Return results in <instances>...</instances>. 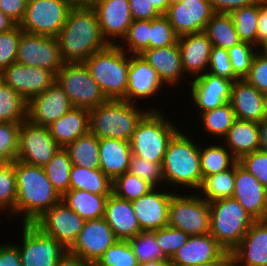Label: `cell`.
Here are the masks:
<instances>
[{
	"instance_id": "39",
	"label": "cell",
	"mask_w": 267,
	"mask_h": 266,
	"mask_svg": "<svg viewBox=\"0 0 267 266\" xmlns=\"http://www.w3.org/2000/svg\"><path fill=\"white\" fill-rule=\"evenodd\" d=\"M27 120V100L0 79V122Z\"/></svg>"
},
{
	"instance_id": "48",
	"label": "cell",
	"mask_w": 267,
	"mask_h": 266,
	"mask_svg": "<svg viewBox=\"0 0 267 266\" xmlns=\"http://www.w3.org/2000/svg\"><path fill=\"white\" fill-rule=\"evenodd\" d=\"M21 123L0 122V163L16 160Z\"/></svg>"
},
{
	"instance_id": "35",
	"label": "cell",
	"mask_w": 267,
	"mask_h": 266,
	"mask_svg": "<svg viewBox=\"0 0 267 266\" xmlns=\"http://www.w3.org/2000/svg\"><path fill=\"white\" fill-rule=\"evenodd\" d=\"M203 32L210 39L213 46L221 47L225 50L242 42L235 30L230 14L215 13L206 24Z\"/></svg>"
},
{
	"instance_id": "68",
	"label": "cell",
	"mask_w": 267,
	"mask_h": 266,
	"mask_svg": "<svg viewBox=\"0 0 267 266\" xmlns=\"http://www.w3.org/2000/svg\"><path fill=\"white\" fill-rule=\"evenodd\" d=\"M256 50L258 53L267 56V38L261 40L256 46Z\"/></svg>"
},
{
	"instance_id": "56",
	"label": "cell",
	"mask_w": 267,
	"mask_h": 266,
	"mask_svg": "<svg viewBox=\"0 0 267 266\" xmlns=\"http://www.w3.org/2000/svg\"><path fill=\"white\" fill-rule=\"evenodd\" d=\"M259 92L267 93V56L255 53L248 75L244 78Z\"/></svg>"
},
{
	"instance_id": "67",
	"label": "cell",
	"mask_w": 267,
	"mask_h": 266,
	"mask_svg": "<svg viewBox=\"0 0 267 266\" xmlns=\"http://www.w3.org/2000/svg\"><path fill=\"white\" fill-rule=\"evenodd\" d=\"M139 266H173L169 260H154L139 264Z\"/></svg>"
},
{
	"instance_id": "58",
	"label": "cell",
	"mask_w": 267,
	"mask_h": 266,
	"mask_svg": "<svg viewBox=\"0 0 267 266\" xmlns=\"http://www.w3.org/2000/svg\"><path fill=\"white\" fill-rule=\"evenodd\" d=\"M133 20H152L160 16L149 0H129Z\"/></svg>"
},
{
	"instance_id": "40",
	"label": "cell",
	"mask_w": 267,
	"mask_h": 266,
	"mask_svg": "<svg viewBox=\"0 0 267 266\" xmlns=\"http://www.w3.org/2000/svg\"><path fill=\"white\" fill-rule=\"evenodd\" d=\"M72 161L65 148H59L53 158L43 167L47 178L62 197L69 190Z\"/></svg>"
},
{
	"instance_id": "1",
	"label": "cell",
	"mask_w": 267,
	"mask_h": 266,
	"mask_svg": "<svg viewBox=\"0 0 267 266\" xmlns=\"http://www.w3.org/2000/svg\"><path fill=\"white\" fill-rule=\"evenodd\" d=\"M56 39L64 63H84L93 53L110 45L92 7L72 8Z\"/></svg>"
},
{
	"instance_id": "18",
	"label": "cell",
	"mask_w": 267,
	"mask_h": 266,
	"mask_svg": "<svg viewBox=\"0 0 267 266\" xmlns=\"http://www.w3.org/2000/svg\"><path fill=\"white\" fill-rule=\"evenodd\" d=\"M72 108L64 89L55 81L43 93L27 101V120L34 125L48 127Z\"/></svg>"
},
{
	"instance_id": "9",
	"label": "cell",
	"mask_w": 267,
	"mask_h": 266,
	"mask_svg": "<svg viewBox=\"0 0 267 266\" xmlns=\"http://www.w3.org/2000/svg\"><path fill=\"white\" fill-rule=\"evenodd\" d=\"M56 81L73 107L90 110L107 100L85 63H63L56 74Z\"/></svg>"
},
{
	"instance_id": "4",
	"label": "cell",
	"mask_w": 267,
	"mask_h": 266,
	"mask_svg": "<svg viewBox=\"0 0 267 266\" xmlns=\"http://www.w3.org/2000/svg\"><path fill=\"white\" fill-rule=\"evenodd\" d=\"M137 103L107 99L89 110V132L98 139L114 138L130 142L137 124L149 111L157 108L136 107ZM143 109V110H142Z\"/></svg>"
},
{
	"instance_id": "13",
	"label": "cell",
	"mask_w": 267,
	"mask_h": 266,
	"mask_svg": "<svg viewBox=\"0 0 267 266\" xmlns=\"http://www.w3.org/2000/svg\"><path fill=\"white\" fill-rule=\"evenodd\" d=\"M59 148L48 127L34 125L28 120L21 123L16 160L44 167Z\"/></svg>"
},
{
	"instance_id": "32",
	"label": "cell",
	"mask_w": 267,
	"mask_h": 266,
	"mask_svg": "<svg viewBox=\"0 0 267 266\" xmlns=\"http://www.w3.org/2000/svg\"><path fill=\"white\" fill-rule=\"evenodd\" d=\"M260 123L236 120L223 138V144L239 160L244 155L260 150Z\"/></svg>"
},
{
	"instance_id": "24",
	"label": "cell",
	"mask_w": 267,
	"mask_h": 266,
	"mask_svg": "<svg viewBox=\"0 0 267 266\" xmlns=\"http://www.w3.org/2000/svg\"><path fill=\"white\" fill-rule=\"evenodd\" d=\"M178 45L185 75L196 78L207 72L213 45L204 32L182 35Z\"/></svg>"
},
{
	"instance_id": "28",
	"label": "cell",
	"mask_w": 267,
	"mask_h": 266,
	"mask_svg": "<svg viewBox=\"0 0 267 266\" xmlns=\"http://www.w3.org/2000/svg\"><path fill=\"white\" fill-rule=\"evenodd\" d=\"M229 103L237 120L258 123L264 121V94L245 79L233 82Z\"/></svg>"
},
{
	"instance_id": "66",
	"label": "cell",
	"mask_w": 267,
	"mask_h": 266,
	"mask_svg": "<svg viewBox=\"0 0 267 266\" xmlns=\"http://www.w3.org/2000/svg\"><path fill=\"white\" fill-rule=\"evenodd\" d=\"M72 8L92 7L96 0H65Z\"/></svg>"
},
{
	"instance_id": "14",
	"label": "cell",
	"mask_w": 267,
	"mask_h": 266,
	"mask_svg": "<svg viewBox=\"0 0 267 266\" xmlns=\"http://www.w3.org/2000/svg\"><path fill=\"white\" fill-rule=\"evenodd\" d=\"M16 62L36 66L57 74L63 65L56 37L22 32Z\"/></svg>"
},
{
	"instance_id": "60",
	"label": "cell",
	"mask_w": 267,
	"mask_h": 266,
	"mask_svg": "<svg viewBox=\"0 0 267 266\" xmlns=\"http://www.w3.org/2000/svg\"><path fill=\"white\" fill-rule=\"evenodd\" d=\"M215 13L230 14L236 9L251 5L259 0H208Z\"/></svg>"
},
{
	"instance_id": "8",
	"label": "cell",
	"mask_w": 267,
	"mask_h": 266,
	"mask_svg": "<svg viewBox=\"0 0 267 266\" xmlns=\"http://www.w3.org/2000/svg\"><path fill=\"white\" fill-rule=\"evenodd\" d=\"M22 227V244H16L22 266H61L69 259L68 250L33 223H23Z\"/></svg>"
},
{
	"instance_id": "31",
	"label": "cell",
	"mask_w": 267,
	"mask_h": 266,
	"mask_svg": "<svg viewBox=\"0 0 267 266\" xmlns=\"http://www.w3.org/2000/svg\"><path fill=\"white\" fill-rule=\"evenodd\" d=\"M130 142L114 138L99 139L100 169L113 181L129 169Z\"/></svg>"
},
{
	"instance_id": "29",
	"label": "cell",
	"mask_w": 267,
	"mask_h": 266,
	"mask_svg": "<svg viewBox=\"0 0 267 266\" xmlns=\"http://www.w3.org/2000/svg\"><path fill=\"white\" fill-rule=\"evenodd\" d=\"M103 218L113 230L118 240H130L143 232L134 214L131 201L108 196Z\"/></svg>"
},
{
	"instance_id": "71",
	"label": "cell",
	"mask_w": 267,
	"mask_h": 266,
	"mask_svg": "<svg viewBox=\"0 0 267 266\" xmlns=\"http://www.w3.org/2000/svg\"><path fill=\"white\" fill-rule=\"evenodd\" d=\"M88 266H99V265L95 262V263L89 264Z\"/></svg>"
},
{
	"instance_id": "20",
	"label": "cell",
	"mask_w": 267,
	"mask_h": 266,
	"mask_svg": "<svg viewBox=\"0 0 267 266\" xmlns=\"http://www.w3.org/2000/svg\"><path fill=\"white\" fill-rule=\"evenodd\" d=\"M189 80L191 81L189 94L190 98H193L194 106L200 111L198 116L230 101L234 81L209 72Z\"/></svg>"
},
{
	"instance_id": "70",
	"label": "cell",
	"mask_w": 267,
	"mask_h": 266,
	"mask_svg": "<svg viewBox=\"0 0 267 266\" xmlns=\"http://www.w3.org/2000/svg\"><path fill=\"white\" fill-rule=\"evenodd\" d=\"M264 120H267V93L264 94Z\"/></svg>"
},
{
	"instance_id": "52",
	"label": "cell",
	"mask_w": 267,
	"mask_h": 266,
	"mask_svg": "<svg viewBox=\"0 0 267 266\" xmlns=\"http://www.w3.org/2000/svg\"><path fill=\"white\" fill-rule=\"evenodd\" d=\"M151 232L155 235L157 244L168 260L171 259L176 251L181 248L189 238V235L185 232L169 226Z\"/></svg>"
},
{
	"instance_id": "42",
	"label": "cell",
	"mask_w": 267,
	"mask_h": 266,
	"mask_svg": "<svg viewBox=\"0 0 267 266\" xmlns=\"http://www.w3.org/2000/svg\"><path fill=\"white\" fill-rule=\"evenodd\" d=\"M259 11L260 0L230 13L235 30L242 42H248L257 46Z\"/></svg>"
},
{
	"instance_id": "36",
	"label": "cell",
	"mask_w": 267,
	"mask_h": 266,
	"mask_svg": "<svg viewBox=\"0 0 267 266\" xmlns=\"http://www.w3.org/2000/svg\"><path fill=\"white\" fill-rule=\"evenodd\" d=\"M65 149L72 165L87 169H100L99 139L90 132L69 143Z\"/></svg>"
},
{
	"instance_id": "16",
	"label": "cell",
	"mask_w": 267,
	"mask_h": 266,
	"mask_svg": "<svg viewBox=\"0 0 267 266\" xmlns=\"http://www.w3.org/2000/svg\"><path fill=\"white\" fill-rule=\"evenodd\" d=\"M0 79L28 101L47 90L56 81V74L40 67L15 62L0 73Z\"/></svg>"
},
{
	"instance_id": "61",
	"label": "cell",
	"mask_w": 267,
	"mask_h": 266,
	"mask_svg": "<svg viewBox=\"0 0 267 266\" xmlns=\"http://www.w3.org/2000/svg\"><path fill=\"white\" fill-rule=\"evenodd\" d=\"M267 38V0H260V11L257 27V45Z\"/></svg>"
},
{
	"instance_id": "59",
	"label": "cell",
	"mask_w": 267,
	"mask_h": 266,
	"mask_svg": "<svg viewBox=\"0 0 267 266\" xmlns=\"http://www.w3.org/2000/svg\"><path fill=\"white\" fill-rule=\"evenodd\" d=\"M0 266H22L19 249L15 242L0 244Z\"/></svg>"
},
{
	"instance_id": "43",
	"label": "cell",
	"mask_w": 267,
	"mask_h": 266,
	"mask_svg": "<svg viewBox=\"0 0 267 266\" xmlns=\"http://www.w3.org/2000/svg\"><path fill=\"white\" fill-rule=\"evenodd\" d=\"M154 187L141 177L125 172L112 182V193L121 199L133 201L146 195Z\"/></svg>"
},
{
	"instance_id": "63",
	"label": "cell",
	"mask_w": 267,
	"mask_h": 266,
	"mask_svg": "<svg viewBox=\"0 0 267 266\" xmlns=\"http://www.w3.org/2000/svg\"><path fill=\"white\" fill-rule=\"evenodd\" d=\"M17 24L0 10V33L14 28Z\"/></svg>"
},
{
	"instance_id": "19",
	"label": "cell",
	"mask_w": 267,
	"mask_h": 266,
	"mask_svg": "<svg viewBox=\"0 0 267 266\" xmlns=\"http://www.w3.org/2000/svg\"><path fill=\"white\" fill-rule=\"evenodd\" d=\"M161 189L154 187L146 195L131 201L142 231H153L168 226L169 205L175 188L173 187V191L170 192Z\"/></svg>"
},
{
	"instance_id": "51",
	"label": "cell",
	"mask_w": 267,
	"mask_h": 266,
	"mask_svg": "<svg viewBox=\"0 0 267 266\" xmlns=\"http://www.w3.org/2000/svg\"><path fill=\"white\" fill-rule=\"evenodd\" d=\"M234 74L239 79H244L250 70L256 46L248 42H240L227 50Z\"/></svg>"
},
{
	"instance_id": "17",
	"label": "cell",
	"mask_w": 267,
	"mask_h": 266,
	"mask_svg": "<svg viewBox=\"0 0 267 266\" xmlns=\"http://www.w3.org/2000/svg\"><path fill=\"white\" fill-rule=\"evenodd\" d=\"M214 14L208 0H180L170 3L165 16L180 37L203 32Z\"/></svg>"
},
{
	"instance_id": "38",
	"label": "cell",
	"mask_w": 267,
	"mask_h": 266,
	"mask_svg": "<svg viewBox=\"0 0 267 266\" xmlns=\"http://www.w3.org/2000/svg\"><path fill=\"white\" fill-rule=\"evenodd\" d=\"M234 179L235 165L226 171L204 177L200 188L195 192H198L208 203L220 199L232 198Z\"/></svg>"
},
{
	"instance_id": "21",
	"label": "cell",
	"mask_w": 267,
	"mask_h": 266,
	"mask_svg": "<svg viewBox=\"0 0 267 266\" xmlns=\"http://www.w3.org/2000/svg\"><path fill=\"white\" fill-rule=\"evenodd\" d=\"M233 199L257 220H267V188L258 179L235 164Z\"/></svg>"
},
{
	"instance_id": "62",
	"label": "cell",
	"mask_w": 267,
	"mask_h": 266,
	"mask_svg": "<svg viewBox=\"0 0 267 266\" xmlns=\"http://www.w3.org/2000/svg\"><path fill=\"white\" fill-rule=\"evenodd\" d=\"M198 266H236L232 253L225 252L218 260Z\"/></svg>"
},
{
	"instance_id": "15",
	"label": "cell",
	"mask_w": 267,
	"mask_h": 266,
	"mask_svg": "<svg viewBox=\"0 0 267 266\" xmlns=\"http://www.w3.org/2000/svg\"><path fill=\"white\" fill-rule=\"evenodd\" d=\"M85 220L63 201L45 211L33 224L46 235L60 242L67 250L76 241Z\"/></svg>"
},
{
	"instance_id": "26",
	"label": "cell",
	"mask_w": 267,
	"mask_h": 266,
	"mask_svg": "<svg viewBox=\"0 0 267 266\" xmlns=\"http://www.w3.org/2000/svg\"><path fill=\"white\" fill-rule=\"evenodd\" d=\"M231 253L236 266H267V220L255 221Z\"/></svg>"
},
{
	"instance_id": "6",
	"label": "cell",
	"mask_w": 267,
	"mask_h": 266,
	"mask_svg": "<svg viewBox=\"0 0 267 266\" xmlns=\"http://www.w3.org/2000/svg\"><path fill=\"white\" fill-rule=\"evenodd\" d=\"M165 115L161 110L149 111L141 119L130 141L132 155L163 163L170 140L180 130Z\"/></svg>"
},
{
	"instance_id": "69",
	"label": "cell",
	"mask_w": 267,
	"mask_h": 266,
	"mask_svg": "<svg viewBox=\"0 0 267 266\" xmlns=\"http://www.w3.org/2000/svg\"><path fill=\"white\" fill-rule=\"evenodd\" d=\"M61 266H86V265H82L79 262L73 261L68 259L64 264H62Z\"/></svg>"
},
{
	"instance_id": "27",
	"label": "cell",
	"mask_w": 267,
	"mask_h": 266,
	"mask_svg": "<svg viewBox=\"0 0 267 266\" xmlns=\"http://www.w3.org/2000/svg\"><path fill=\"white\" fill-rule=\"evenodd\" d=\"M140 55L157 72L159 79L166 87L173 86L174 88L185 77L178 43L161 48L145 49Z\"/></svg>"
},
{
	"instance_id": "11",
	"label": "cell",
	"mask_w": 267,
	"mask_h": 266,
	"mask_svg": "<svg viewBox=\"0 0 267 266\" xmlns=\"http://www.w3.org/2000/svg\"><path fill=\"white\" fill-rule=\"evenodd\" d=\"M71 9L65 0H28L20 27L30 34L57 37Z\"/></svg>"
},
{
	"instance_id": "37",
	"label": "cell",
	"mask_w": 267,
	"mask_h": 266,
	"mask_svg": "<svg viewBox=\"0 0 267 266\" xmlns=\"http://www.w3.org/2000/svg\"><path fill=\"white\" fill-rule=\"evenodd\" d=\"M208 147L200 145V164L202 176L207 177L232 168L238 160L224 145L209 144Z\"/></svg>"
},
{
	"instance_id": "54",
	"label": "cell",
	"mask_w": 267,
	"mask_h": 266,
	"mask_svg": "<svg viewBox=\"0 0 267 266\" xmlns=\"http://www.w3.org/2000/svg\"><path fill=\"white\" fill-rule=\"evenodd\" d=\"M207 72L232 81L239 79L234 74L227 50L217 46L212 47Z\"/></svg>"
},
{
	"instance_id": "22",
	"label": "cell",
	"mask_w": 267,
	"mask_h": 266,
	"mask_svg": "<svg viewBox=\"0 0 267 266\" xmlns=\"http://www.w3.org/2000/svg\"><path fill=\"white\" fill-rule=\"evenodd\" d=\"M92 8L105 40L111 45H116L118 39L121 42L133 22L129 0H96Z\"/></svg>"
},
{
	"instance_id": "45",
	"label": "cell",
	"mask_w": 267,
	"mask_h": 266,
	"mask_svg": "<svg viewBox=\"0 0 267 266\" xmlns=\"http://www.w3.org/2000/svg\"><path fill=\"white\" fill-rule=\"evenodd\" d=\"M117 44L130 55H140L150 49V20H133L126 36Z\"/></svg>"
},
{
	"instance_id": "33",
	"label": "cell",
	"mask_w": 267,
	"mask_h": 266,
	"mask_svg": "<svg viewBox=\"0 0 267 266\" xmlns=\"http://www.w3.org/2000/svg\"><path fill=\"white\" fill-rule=\"evenodd\" d=\"M109 195H97L86 190L69 189L62 197L70 209L84 220L99 219L104 216Z\"/></svg>"
},
{
	"instance_id": "64",
	"label": "cell",
	"mask_w": 267,
	"mask_h": 266,
	"mask_svg": "<svg viewBox=\"0 0 267 266\" xmlns=\"http://www.w3.org/2000/svg\"><path fill=\"white\" fill-rule=\"evenodd\" d=\"M150 4L156 9L160 15H165L171 0H149Z\"/></svg>"
},
{
	"instance_id": "3",
	"label": "cell",
	"mask_w": 267,
	"mask_h": 266,
	"mask_svg": "<svg viewBox=\"0 0 267 266\" xmlns=\"http://www.w3.org/2000/svg\"><path fill=\"white\" fill-rule=\"evenodd\" d=\"M184 133L179 130L168 144L162 163L164 182L176 186V192L178 187L198 191L203 181L200 145Z\"/></svg>"
},
{
	"instance_id": "2",
	"label": "cell",
	"mask_w": 267,
	"mask_h": 266,
	"mask_svg": "<svg viewBox=\"0 0 267 266\" xmlns=\"http://www.w3.org/2000/svg\"><path fill=\"white\" fill-rule=\"evenodd\" d=\"M16 205L15 217L23 223H33L45 211L61 201V196L47 178L43 167L15 160Z\"/></svg>"
},
{
	"instance_id": "30",
	"label": "cell",
	"mask_w": 267,
	"mask_h": 266,
	"mask_svg": "<svg viewBox=\"0 0 267 266\" xmlns=\"http://www.w3.org/2000/svg\"><path fill=\"white\" fill-rule=\"evenodd\" d=\"M48 129L57 144L65 148L69 143L89 133V110L73 107L49 125Z\"/></svg>"
},
{
	"instance_id": "57",
	"label": "cell",
	"mask_w": 267,
	"mask_h": 266,
	"mask_svg": "<svg viewBox=\"0 0 267 266\" xmlns=\"http://www.w3.org/2000/svg\"><path fill=\"white\" fill-rule=\"evenodd\" d=\"M28 0H0V10L17 25L23 21Z\"/></svg>"
},
{
	"instance_id": "7",
	"label": "cell",
	"mask_w": 267,
	"mask_h": 266,
	"mask_svg": "<svg viewBox=\"0 0 267 266\" xmlns=\"http://www.w3.org/2000/svg\"><path fill=\"white\" fill-rule=\"evenodd\" d=\"M255 220L233 198L210 202V235L226 251L232 252Z\"/></svg>"
},
{
	"instance_id": "55",
	"label": "cell",
	"mask_w": 267,
	"mask_h": 266,
	"mask_svg": "<svg viewBox=\"0 0 267 266\" xmlns=\"http://www.w3.org/2000/svg\"><path fill=\"white\" fill-rule=\"evenodd\" d=\"M238 164L267 188V151L257 150L244 155Z\"/></svg>"
},
{
	"instance_id": "46",
	"label": "cell",
	"mask_w": 267,
	"mask_h": 266,
	"mask_svg": "<svg viewBox=\"0 0 267 266\" xmlns=\"http://www.w3.org/2000/svg\"><path fill=\"white\" fill-rule=\"evenodd\" d=\"M99 266H139L128 240H117L96 262Z\"/></svg>"
},
{
	"instance_id": "41",
	"label": "cell",
	"mask_w": 267,
	"mask_h": 266,
	"mask_svg": "<svg viewBox=\"0 0 267 266\" xmlns=\"http://www.w3.org/2000/svg\"><path fill=\"white\" fill-rule=\"evenodd\" d=\"M202 124V129L209 133V136L222 139L226 136L229 128L237 120L235 112L228 102L219 108L202 113L199 116Z\"/></svg>"
},
{
	"instance_id": "44",
	"label": "cell",
	"mask_w": 267,
	"mask_h": 266,
	"mask_svg": "<svg viewBox=\"0 0 267 266\" xmlns=\"http://www.w3.org/2000/svg\"><path fill=\"white\" fill-rule=\"evenodd\" d=\"M17 187L15 161L0 163V208L7 212L9 218L15 216Z\"/></svg>"
},
{
	"instance_id": "53",
	"label": "cell",
	"mask_w": 267,
	"mask_h": 266,
	"mask_svg": "<svg viewBox=\"0 0 267 266\" xmlns=\"http://www.w3.org/2000/svg\"><path fill=\"white\" fill-rule=\"evenodd\" d=\"M22 32L20 25H16L11 30L0 33V73L16 62Z\"/></svg>"
},
{
	"instance_id": "12",
	"label": "cell",
	"mask_w": 267,
	"mask_h": 266,
	"mask_svg": "<svg viewBox=\"0 0 267 266\" xmlns=\"http://www.w3.org/2000/svg\"><path fill=\"white\" fill-rule=\"evenodd\" d=\"M117 240L113 230L103 217L85 220L76 241L68 249V258L88 266L97 262Z\"/></svg>"
},
{
	"instance_id": "10",
	"label": "cell",
	"mask_w": 267,
	"mask_h": 266,
	"mask_svg": "<svg viewBox=\"0 0 267 266\" xmlns=\"http://www.w3.org/2000/svg\"><path fill=\"white\" fill-rule=\"evenodd\" d=\"M178 193V194H177ZM180 191L172 194L169 205V227L177 228L189 236L210 233V203L198 192L182 195Z\"/></svg>"
},
{
	"instance_id": "23",
	"label": "cell",
	"mask_w": 267,
	"mask_h": 266,
	"mask_svg": "<svg viewBox=\"0 0 267 266\" xmlns=\"http://www.w3.org/2000/svg\"><path fill=\"white\" fill-rule=\"evenodd\" d=\"M127 78L126 101L131 103H137V99L139 101V99L153 98L164 88V84L159 79L157 72L141 55H130Z\"/></svg>"
},
{
	"instance_id": "25",
	"label": "cell",
	"mask_w": 267,
	"mask_h": 266,
	"mask_svg": "<svg viewBox=\"0 0 267 266\" xmlns=\"http://www.w3.org/2000/svg\"><path fill=\"white\" fill-rule=\"evenodd\" d=\"M225 252L210 233L189 236L169 261L173 266H198L218 260Z\"/></svg>"
},
{
	"instance_id": "50",
	"label": "cell",
	"mask_w": 267,
	"mask_h": 266,
	"mask_svg": "<svg viewBox=\"0 0 267 266\" xmlns=\"http://www.w3.org/2000/svg\"><path fill=\"white\" fill-rule=\"evenodd\" d=\"M179 36L165 15L150 20V49L178 43Z\"/></svg>"
},
{
	"instance_id": "5",
	"label": "cell",
	"mask_w": 267,
	"mask_h": 266,
	"mask_svg": "<svg viewBox=\"0 0 267 266\" xmlns=\"http://www.w3.org/2000/svg\"><path fill=\"white\" fill-rule=\"evenodd\" d=\"M84 63L107 99L126 101L130 54L118 44H110L93 53Z\"/></svg>"
},
{
	"instance_id": "47",
	"label": "cell",
	"mask_w": 267,
	"mask_h": 266,
	"mask_svg": "<svg viewBox=\"0 0 267 266\" xmlns=\"http://www.w3.org/2000/svg\"><path fill=\"white\" fill-rule=\"evenodd\" d=\"M139 264L154 260H168L151 231H143L129 240Z\"/></svg>"
},
{
	"instance_id": "65",
	"label": "cell",
	"mask_w": 267,
	"mask_h": 266,
	"mask_svg": "<svg viewBox=\"0 0 267 266\" xmlns=\"http://www.w3.org/2000/svg\"><path fill=\"white\" fill-rule=\"evenodd\" d=\"M260 150L267 151V120L260 123Z\"/></svg>"
},
{
	"instance_id": "34",
	"label": "cell",
	"mask_w": 267,
	"mask_h": 266,
	"mask_svg": "<svg viewBox=\"0 0 267 266\" xmlns=\"http://www.w3.org/2000/svg\"><path fill=\"white\" fill-rule=\"evenodd\" d=\"M112 180L101 169L72 165L69 189L86 190L97 195L112 194Z\"/></svg>"
},
{
	"instance_id": "49",
	"label": "cell",
	"mask_w": 267,
	"mask_h": 266,
	"mask_svg": "<svg viewBox=\"0 0 267 266\" xmlns=\"http://www.w3.org/2000/svg\"><path fill=\"white\" fill-rule=\"evenodd\" d=\"M128 172L141 177L153 187L165 184L162 163L151 162L137 155H131Z\"/></svg>"
}]
</instances>
